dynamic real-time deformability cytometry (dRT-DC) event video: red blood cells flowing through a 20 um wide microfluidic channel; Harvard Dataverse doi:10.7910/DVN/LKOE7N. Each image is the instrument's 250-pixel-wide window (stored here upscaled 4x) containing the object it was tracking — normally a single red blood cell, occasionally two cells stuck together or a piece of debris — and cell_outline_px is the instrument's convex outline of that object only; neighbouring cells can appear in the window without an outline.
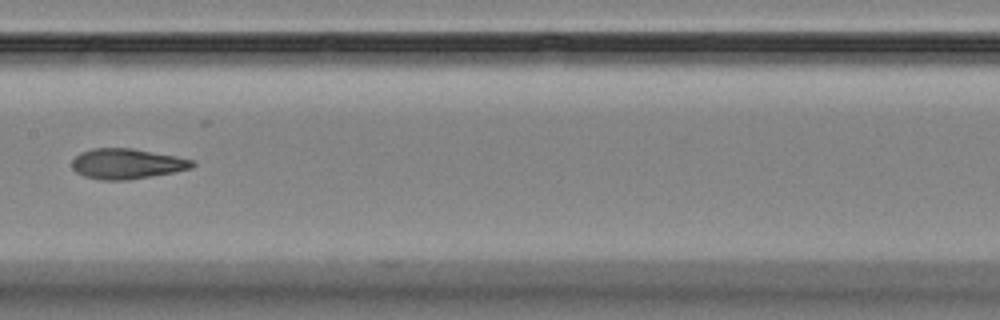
{"species": "Egyptian fruit bat (a non-hibernating species)", "species_latin": "Rousettus aegyptiacus", "temperature_condition": "room temperature", "stored_images_in_passage": 11, "camera_frame_rate_fps": 3000, "um_per_image_px": 0.085, "animal": {"sex": "female"}, "frame": {"image": 1, "passage_image": 5, "time_ms": 5.667, "image_size_px": [1000, 320], "cell_outline_px": [[196, 164], [192, 168], [172, 172], [128, 180], [100, 180], [84, 176], [76, 172], [72, 168], [72, 160], [80, 152], [92, 148], [132, 148], [176, 156], [192, 160]], "centroid_in_image_um": [10.75, 13.91], "position_along_channel_um": 196.6, "area_um2": 21.21}}
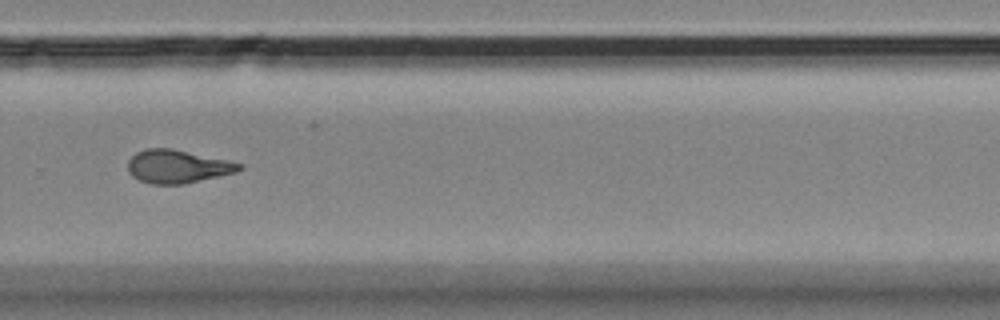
{"frame": {"image": 2, "passage_image": 8, "time_ms": 9.0, "image_size_px": [1000, 320], "cell_outline_px": [[244, 168], [236, 172], [184, 184], [152, 184], [140, 180], [132, 176], [128, 172], [128, 160], [136, 152], [144, 148], [172, 148], [244, 164]], "centroid_in_image_um": [15.07, 14.14], "position_along_channel_um": 314.7, "area_um2": 21.56}}
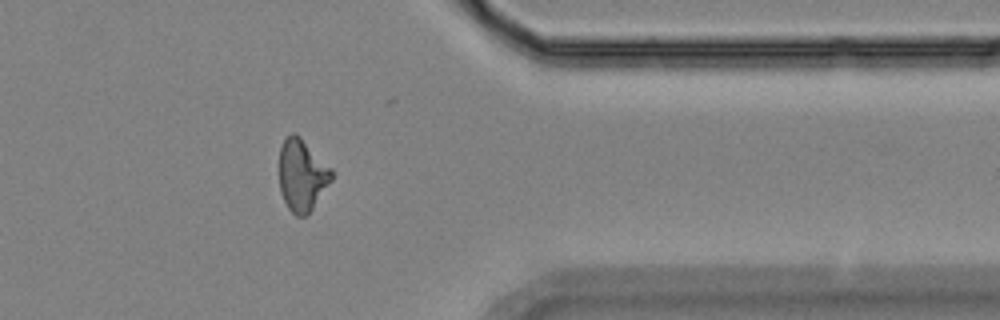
{"frame": {"image": 3, "passage_image": 10, "time_ms": 11.333, "image_size_px": [1000, 320], "cell_outline_px": [[332, 180], [312, 208], [304, 216], [296, 216], [288, 208], [280, 192], [280, 148], [284, 140], [292, 132], [296, 132], [332, 168]], "centroid_in_image_um": [25.67, 14.86], "position_along_channel_um": 385.7, "area_um2": 21.73}}